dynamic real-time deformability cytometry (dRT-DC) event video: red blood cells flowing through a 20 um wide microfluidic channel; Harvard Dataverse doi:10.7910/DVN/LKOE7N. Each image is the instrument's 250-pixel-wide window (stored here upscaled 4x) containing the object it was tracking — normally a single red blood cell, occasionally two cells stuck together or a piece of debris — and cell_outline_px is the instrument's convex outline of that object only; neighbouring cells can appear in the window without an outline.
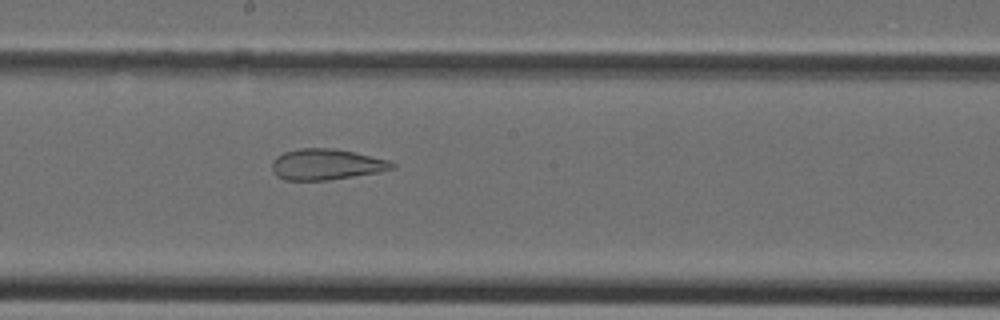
{"species": "Egyptian fruit bat (a non-hibernating species)", "species_latin": "Rousettus aegyptiacus", "temperature_condition": "cold", "stored_images_in_passage": 39, "camera_frame_rate_fps": 3000, "um_per_image_px": 0.085, "animal": {"sex": "female"}, "frame": {"image": 1, "passage_image": 21, "time_ms": 6.667, "image_size_px": [1000, 320], "cell_outline_px": [[396, 168], [380, 172], [328, 180], [284, 180], [276, 176], [272, 172], [272, 160], [276, 156], [284, 152], [300, 148], [332, 148], [352, 152], [388, 160], [396, 164]], "centroid_in_image_um": [27.71, 13.98], "position_along_channel_um": 220.5, "area_um2": 21.68}}
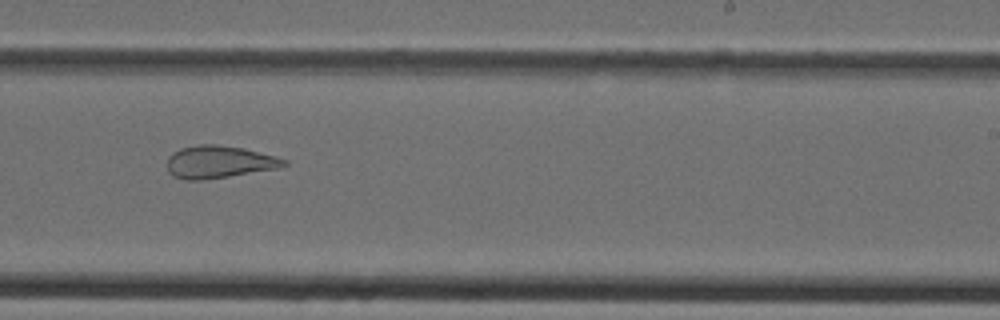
{"frame": {"image": 2, "passage_image": 24, "time_ms": 7.667, "image_size_px": [1000, 320], "cell_outline_px": [[288, 164], [280, 168], [228, 176], [200, 180], [184, 180], [172, 176], [168, 172], [168, 156], [180, 148], [196, 144], [216, 144], [244, 148], [276, 156], [288, 160]], "centroid_in_image_um": [18.62, 13.76], "position_along_channel_um": 270.4, "area_um2": 22.25}}
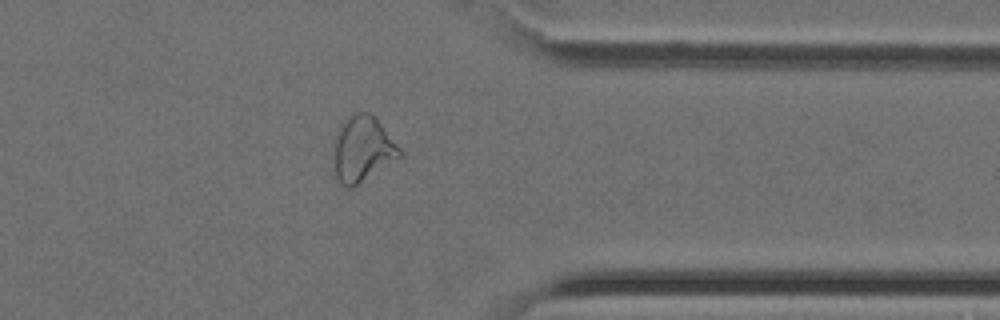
{"frame": {"image": 3, "passage_image": 31, "time_ms": 10.0, "image_size_px": [1000, 320], "cell_outline_px": [[404, 152], [400, 156], [352, 188], [344, 188], [332, 176], [332, 140], [348, 116], [356, 112], [368, 112], [380, 124]], "centroid_in_image_um": [30.71, 12.72], "position_along_channel_um": 380.7, "area_um2": 25.49}}